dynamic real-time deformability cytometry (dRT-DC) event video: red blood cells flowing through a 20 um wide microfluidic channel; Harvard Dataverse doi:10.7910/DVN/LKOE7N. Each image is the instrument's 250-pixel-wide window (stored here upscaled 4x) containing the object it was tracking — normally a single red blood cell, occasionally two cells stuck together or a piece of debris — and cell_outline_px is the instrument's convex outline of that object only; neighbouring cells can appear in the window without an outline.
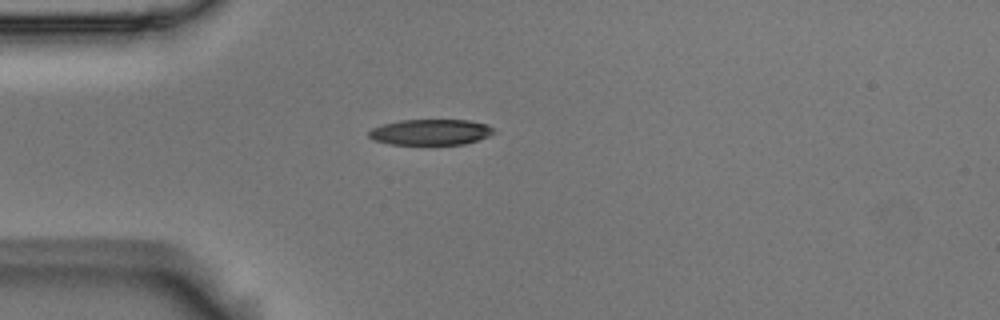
{"species": "Egyptian fruit bat (a non-hibernating species)", "species_latin": "Rousettus aegyptiacus", "temperature_condition": "room temperature", "stored_images_in_passage": 41, "camera_frame_rate_fps": 3000, "um_per_image_px": 0.085, "animal": {"sex": "male"}, "frame": {"image": 1, "passage_image": 1, "time_ms": 0.0, "image_size_px": [1000, 320], "cell_outline_px": [[496, 132], [488, 136], [464, 144], [388, 144], [372, 140], [368, 136], [368, 132], [372, 128], [384, 124], [400, 120], [468, 120], [488, 124]], "centroid_in_image_um": [36.58, 11.23], "position_along_channel_um": 48.4, "area_um2": 18.73}}
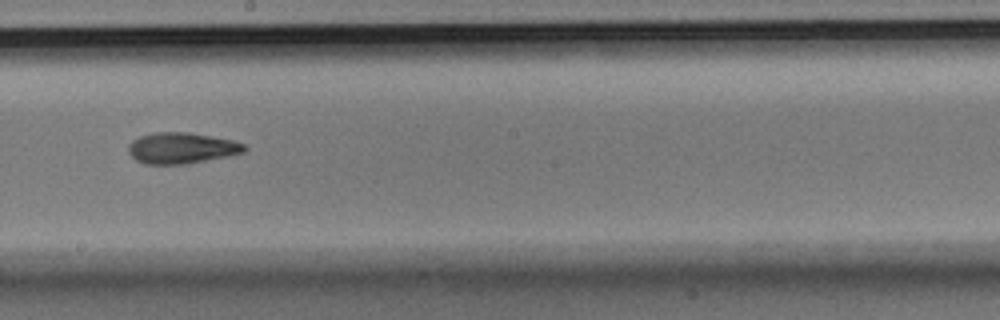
{"frame": {"image": 2, "passage_image": 17, "time_ms": 5.333, "image_size_px": [1000, 320], "cell_outline_px": [[248, 148], [244, 152], [228, 156], [188, 164], [144, 164], [136, 160], [128, 152], [128, 144], [132, 140], [140, 136], [156, 132], [188, 132], [232, 140], [244, 144]], "centroid_in_image_um": [15.42, 12.59], "position_along_channel_um": 232.8, "area_um2": 21.04}}
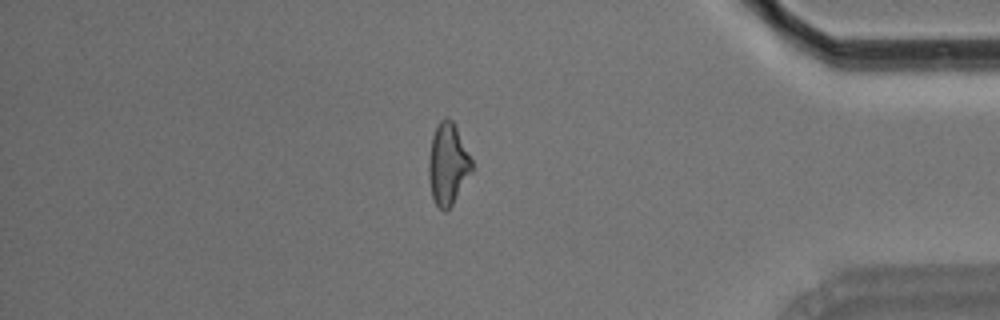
{"frame": {"image": 3, "passage_image": 33, "time_ms": 10.667, "image_size_px": [1000, 320], "cell_outline_px": [[472, 172], [452, 204], [444, 212], [436, 204], [432, 196], [428, 176], [428, 160], [432, 136], [436, 124], [444, 116], [452, 120], [472, 160]], "centroid_in_image_um": [38.05, 13.93], "position_along_channel_um": 397.2, "area_um2": 20.35}, "authors_computed_cell_mechanics": {"area_um2": 20.5768, "velocity_mm_per_s": 3.6863, "shape_relaxation_time_tau1_ms": 5.4915, "shape_relaxation_time_tau2_ms": 6.9523, "deformation_change_tau1": 0.176, "deformation_change_tau2": 0.1746}}